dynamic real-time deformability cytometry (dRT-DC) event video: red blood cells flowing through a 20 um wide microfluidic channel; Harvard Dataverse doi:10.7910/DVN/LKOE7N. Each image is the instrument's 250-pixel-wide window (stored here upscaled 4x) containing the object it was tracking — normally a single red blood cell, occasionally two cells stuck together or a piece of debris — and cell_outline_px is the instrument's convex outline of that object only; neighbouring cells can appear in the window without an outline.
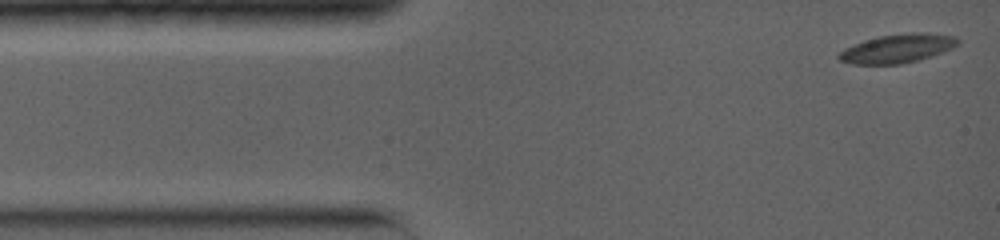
{"species": "common noctule bat (a hibernating species)", "species_latin": "Nyctalus noctula", "temperature_condition": "warm", "stored_images_in_passage": 16, "camera_frame_rate_fps": 5000, "um_per_image_px": 0.085, "animal": {"sex": "female", "body_mass_g": 19.0, "forearm_length_mm": 56.7}, "frame": {"image": 1, "passage_image": 1, "time_ms": 0.0, "image_size_px": [1000, 240], "cell_outline_px": [[960, 44], [952, 48], [932, 56], [900, 64], [852, 64], [840, 60], [836, 56], [844, 48], [864, 40], [880, 36], [912, 32], [928, 32], [952, 36], [960, 40]], "centroid_in_image_um": [76.29, 4.11], "position_along_channel_um": 8.7, "area_um2": 19.88}}
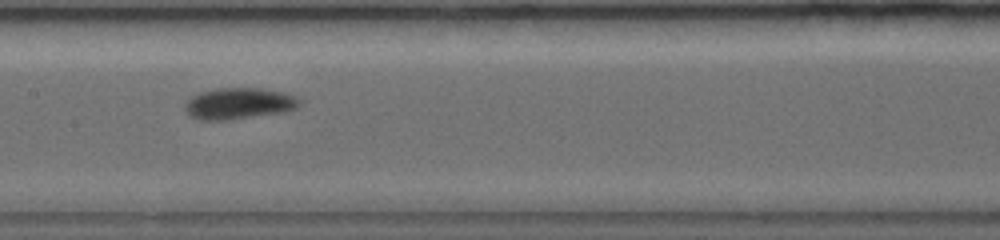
{"frame": {"image": 2, "passage_image": 7, "time_ms": 6.4, "image_size_px": [1000, 240], "cell_outline_px": [[300, 104], [296, 108], [284, 112], [232, 120], [200, 120], [192, 116], [184, 108], [184, 104], [192, 96], [200, 92], [216, 88], [260, 88], [284, 92], [296, 96], [300, 100]], "centroid_in_image_um": [20.32, 8.8], "position_along_channel_um": 187.1, "area_um2": 21.04}}
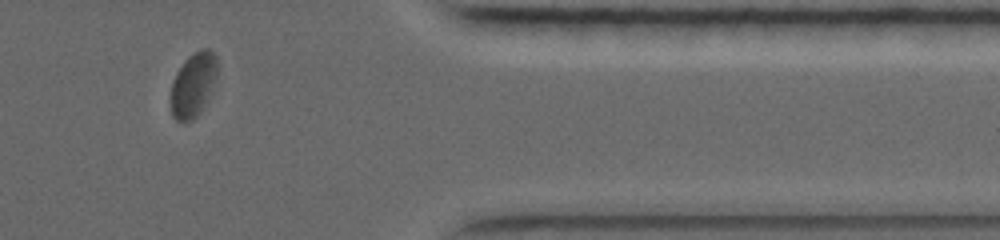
{"frame": {"image": 3, "passage_image": 13, "time_ms": 12.2, "image_size_px": [1000, 240], "cell_outline_px": [[216, 80], [200, 112], [192, 120], [176, 120], [172, 116], [172, 80], [176, 72], [184, 60], [188, 56], [200, 48], [208, 48], [216, 56]], "centroid_in_image_um": [16.42, 7.15], "position_along_channel_um": 395.0, "area_um2": 17.11}, "authors_computed_cell_mechanics": {"area_um2": 19.4786, "velocity_mm_per_s": 3.8847, "shape_relaxation_time_tau1_ms": 2.7895, "shape_relaxation_time_tau2_ms": 1.6906, "deformation_change_tau1": 0.1237, "deformation_change_tau2": 0.0401}}